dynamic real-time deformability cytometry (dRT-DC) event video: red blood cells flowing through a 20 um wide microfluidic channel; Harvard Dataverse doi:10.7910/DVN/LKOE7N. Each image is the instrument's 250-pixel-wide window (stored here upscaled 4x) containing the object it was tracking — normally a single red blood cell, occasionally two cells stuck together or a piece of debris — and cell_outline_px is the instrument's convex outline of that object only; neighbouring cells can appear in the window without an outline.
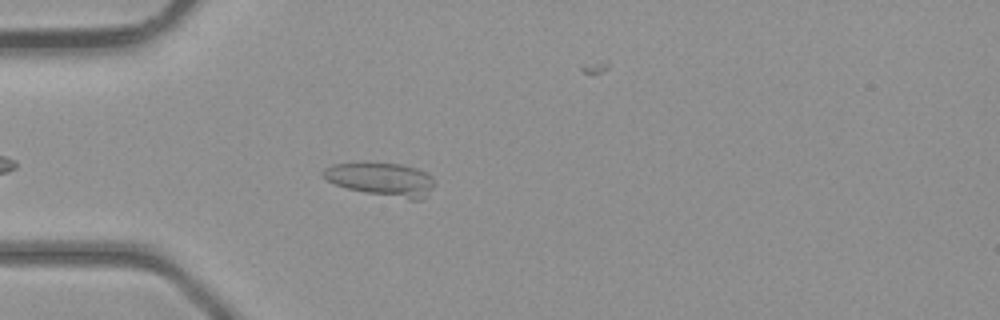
{"species": "common noctule bat (a hibernating species)", "species_latin": "Nyctalus noctula", "temperature_condition": "room temperature", "stored_images_in_passage": 3, "camera_frame_rate_fps": 3000, "um_per_image_px": 0.085, "animal": {"sex": "male", "body_mass_g": 23.1, "forearm_length_mm": 52.7}, "frame": {"image": 1, "passage_image": 3, "time_ms": 2.333, "image_size_px": [1000, 320], "cell_outline_px": [[436, 184], [420, 200], [408, 200], [348, 188], [336, 184], [328, 180], [320, 172], [324, 168], [332, 164], [364, 160], [368, 160], [400, 164], [416, 168], [432, 176]], "centroid_in_image_um": [32.4, 15.19], "position_along_channel_um": 52.6, "area_um2": 22.14}}